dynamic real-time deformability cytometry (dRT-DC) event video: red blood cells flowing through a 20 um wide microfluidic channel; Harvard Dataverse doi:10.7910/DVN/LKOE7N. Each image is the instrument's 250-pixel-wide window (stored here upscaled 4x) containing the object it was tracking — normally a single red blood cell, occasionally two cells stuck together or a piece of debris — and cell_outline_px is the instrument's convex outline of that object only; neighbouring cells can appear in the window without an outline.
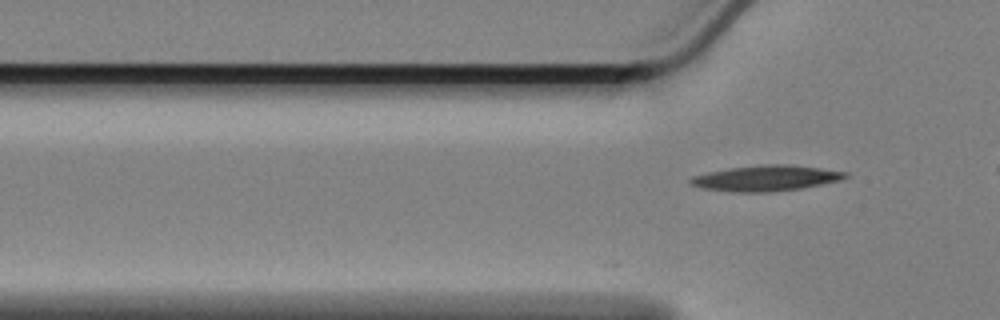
{"species": "Egyptian fruit bat (a non-hibernating species)", "species_latin": "Rousettus aegyptiacus", "temperature_condition": "cold", "stored_images_in_passage": 6, "camera_frame_rate_fps": 3000, "um_per_image_px": 0.085, "animal": {"sex": "female"}, "frame": {"image": 1, "passage_image": 6, "time_ms": 1.667, "image_size_px": [1000, 320], "cell_outline_px": [[848, 176], [840, 180], [800, 188], [768, 192], [732, 192], [700, 188], [692, 184], [688, 180], [692, 176], [708, 172], [728, 168], [764, 164], [788, 164], [820, 168], [848, 172]], "centroid_in_image_um": [65.07, 15.14], "position_along_channel_um": 60.7, "area_um2": 23.06}}